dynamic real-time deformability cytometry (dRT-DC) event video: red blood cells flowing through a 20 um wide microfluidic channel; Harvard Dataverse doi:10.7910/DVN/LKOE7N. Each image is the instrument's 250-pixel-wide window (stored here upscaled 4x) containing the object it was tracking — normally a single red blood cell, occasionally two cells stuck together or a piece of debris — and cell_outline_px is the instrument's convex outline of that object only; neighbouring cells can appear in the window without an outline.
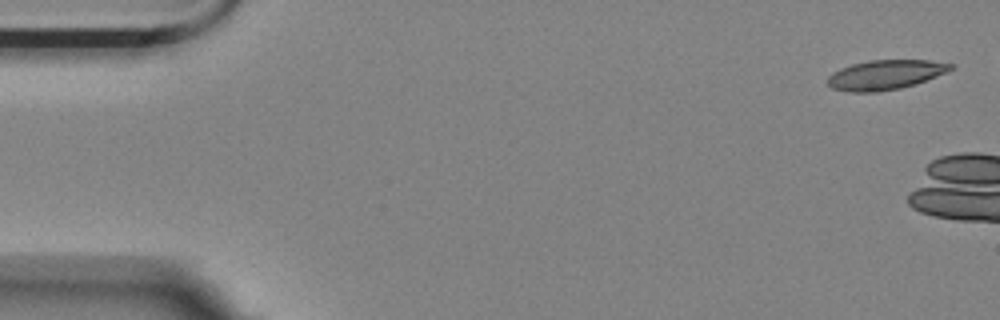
{"species": "Egyptian fruit bat (a non-hibernating species)", "species_latin": "Rousettus aegyptiacus", "temperature_condition": "room temperature", "stored_images_in_passage": 3, "camera_frame_rate_fps": 3000, "um_per_image_px": 0.085, "animal": {"sex": "female"}, "frame": {"image": 1, "passage_image": 1, "time_ms": 0.0, "image_size_px": [1000, 320], "cell_outline_px": [[956, 64], [952, 68], [944, 72], [916, 84], [900, 88], [876, 92], [852, 92], [832, 88], [828, 84], [828, 76], [832, 72], [840, 68], [852, 64], [868, 60], [928, 60]], "centroid_in_image_um": [75.22, 6.35], "position_along_channel_um": 9.8, "area_um2": 21.1}}